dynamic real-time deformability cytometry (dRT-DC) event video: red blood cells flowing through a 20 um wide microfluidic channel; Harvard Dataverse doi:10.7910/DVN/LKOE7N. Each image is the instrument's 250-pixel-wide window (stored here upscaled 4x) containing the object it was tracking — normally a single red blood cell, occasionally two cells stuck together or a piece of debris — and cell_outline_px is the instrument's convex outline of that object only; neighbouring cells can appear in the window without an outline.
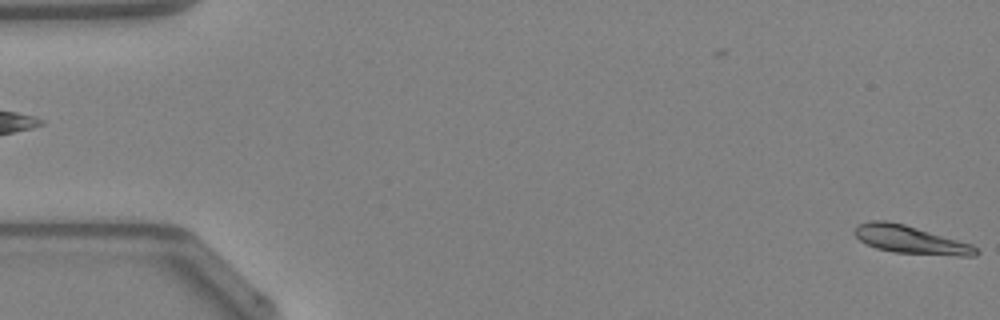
{"species": "Egyptian fruit bat (a non-hibernating species)", "species_latin": "Rousettus aegyptiacus", "temperature_condition": "warm", "stored_images_in_passage": 17, "camera_frame_rate_fps": 3000, "um_per_image_px": 0.085, "animal": {"sex": "female"}, "frame": {"image": 1, "passage_image": 1, "time_ms": 0.0, "image_size_px": [1000, 320], "cell_outline_px": [[980, 252], [976, 256], [956, 256], [892, 252], [876, 248], [860, 240], [852, 232], [860, 224], [868, 220], [884, 220], [904, 224], [972, 244]], "centroid_in_image_um": [77.4, 20.38], "position_along_channel_um": 7.6, "area_um2": 19.71}}
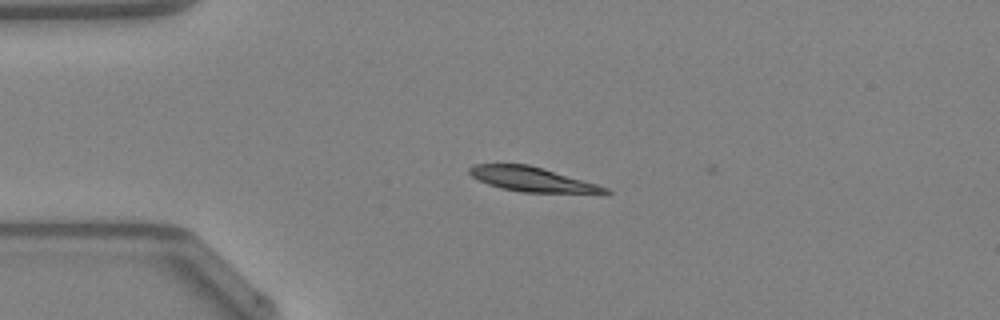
{"frame": {"image": 2, "passage_image": 12, "time_ms": 3.667, "image_size_px": [1000, 320], "cell_outline_px": [[612, 192], [604, 196], [524, 192], [500, 188], [488, 184], [472, 176], [468, 172], [468, 168], [476, 164], [528, 164], [596, 184], [608, 188]], "centroid_in_image_um": [45.39, 15.3], "position_along_channel_um": 39.6, "area_um2": 19.94}}